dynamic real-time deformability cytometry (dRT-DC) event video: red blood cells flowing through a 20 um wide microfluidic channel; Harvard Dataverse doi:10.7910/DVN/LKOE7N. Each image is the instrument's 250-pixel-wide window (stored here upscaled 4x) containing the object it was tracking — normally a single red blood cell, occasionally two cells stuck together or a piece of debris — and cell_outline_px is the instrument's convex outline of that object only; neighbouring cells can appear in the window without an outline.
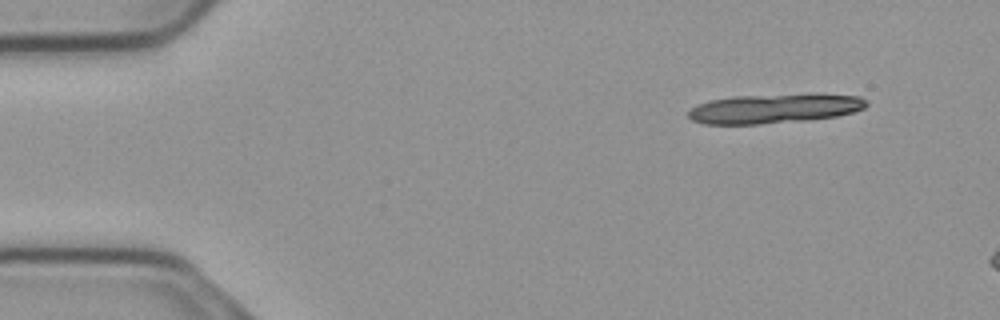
{"species": "common noctule bat (a hibernating species)", "species_latin": "Nyctalus noctula", "temperature_condition": "cold", "stored_images_in_passage": 7, "camera_frame_rate_fps": 3000, "um_per_image_px": 0.085, "animal": {"sex": "male", "body_mass_g": 23.1, "forearm_length_mm": 52.7}, "frame": {"image": 1, "passage_image": 1, "time_ms": 0.0, "image_size_px": [1000, 320], "cell_outline_px": [[868, 104], [864, 108], [852, 112], [836, 116], [812, 120], [760, 124], [704, 124], [692, 120], [688, 116], [688, 112], [692, 108], [708, 100], [732, 96], [860, 96], [868, 100]], "centroid_in_image_um": [65.75, 9.27], "position_along_channel_um": 19.2, "area_um2": 29.59}}